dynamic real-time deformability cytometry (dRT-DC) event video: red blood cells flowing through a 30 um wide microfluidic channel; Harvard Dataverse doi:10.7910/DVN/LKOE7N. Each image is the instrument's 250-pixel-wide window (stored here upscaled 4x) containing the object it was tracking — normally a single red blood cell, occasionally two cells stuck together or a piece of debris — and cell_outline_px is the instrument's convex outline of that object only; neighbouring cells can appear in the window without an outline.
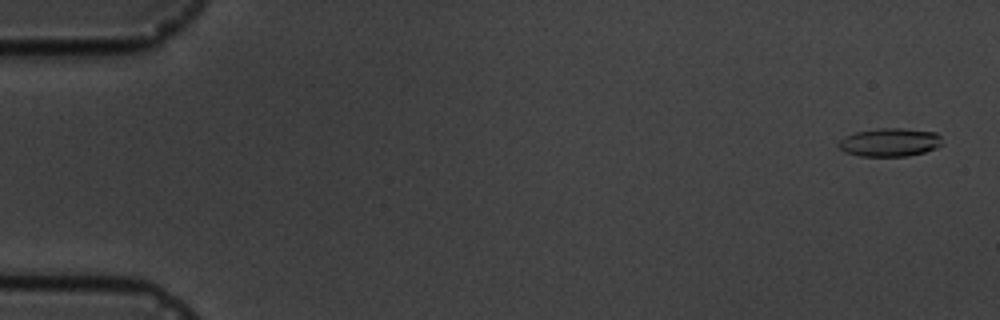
{"species": "common noctule bat (a hibernating species)", "species_latin": "Nyctalus noctula", "temperature_condition": "cold", "stored_images_in_passage": 6, "camera_frame_rate_fps": 3000, "um_per_image_px": 0.085, "animal": {"sex": "male", "body_mass_g": 19.5, "forearm_length_mm": 54.6}, "frame": {"image": 1, "passage_image": 1, "time_ms": 0.0, "image_size_px": [1000, 320], "cell_outline_px": [[944, 144], [936, 148], [924, 152], [908, 156], [860, 156], [844, 152], [836, 144], [844, 136], [856, 132], [880, 128], [900, 128], [936, 132], [940, 136]], "centroid_in_image_um": [75.64, 12.1], "position_along_channel_um": 9.4, "area_um2": 17.22}}
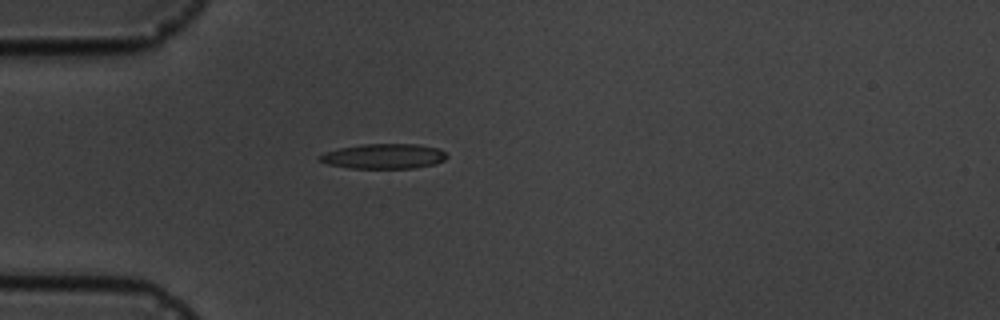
{"frame": {"image": 2, "passage_image": 5, "time_ms": 4.667, "image_size_px": [1000, 320], "cell_outline_px": [[448, 156], [444, 160], [436, 164], [412, 168], [348, 168], [328, 164], [320, 160], [320, 156], [324, 152], [340, 148], [364, 144], [416, 144], [440, 148]], "centroid_in_image_um": [32.66, 13.28], "position_along_channel_um": 52.3, "area_um2": 18.44}}